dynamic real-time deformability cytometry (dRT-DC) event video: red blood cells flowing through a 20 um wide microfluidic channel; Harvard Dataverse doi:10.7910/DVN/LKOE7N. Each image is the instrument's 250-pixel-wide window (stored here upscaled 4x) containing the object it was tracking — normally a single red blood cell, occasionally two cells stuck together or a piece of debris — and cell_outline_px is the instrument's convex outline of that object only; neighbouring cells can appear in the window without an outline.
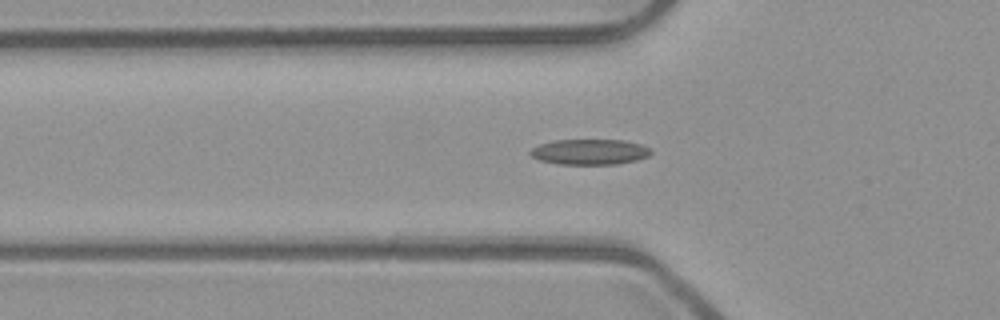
{"species": "common noctule bat (a hibernating species)", "species_latin": "Nyctalus noctula", "temperature_condition": "room temperature", "stored_images_in_passage": 39, "camera_frame_rate_fps": 3000, "um_per_image_px": 0.085, "animal": {"sex": "male", "body_mass_g": 23.1, "forearm_length_mm": 52.7}, "frame": {"image": 1, "passage_image": 7, "time_ms": 2.0, "image_size_px": [1000, 320], "cell_outline_px": [[652, 152], [648, 156], [636, 160], [616, 164], [560, 164], [540, 160], [532, 156], [528, 152], [532, 148], [540, 144], [556, 140], [624, 140], [640, 144], [648, 148]], "centroid_in_image_um": [50.11, 12.91], "position_along_channel_um": 75.7, "area_um2": 17.74}}
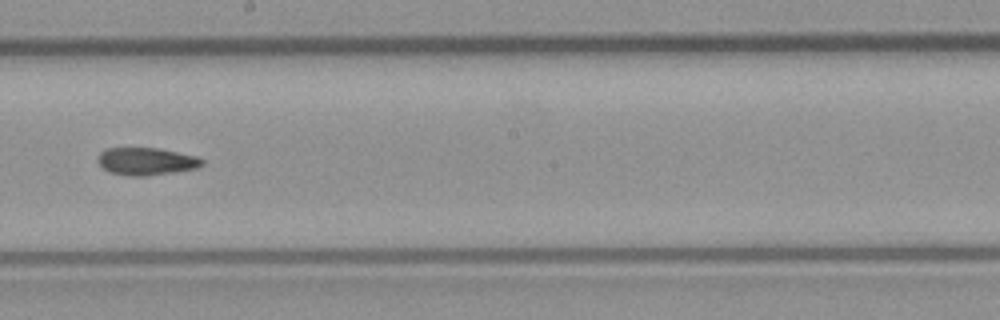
{"frame": {"image": 2, "passage_image": 19, "time_ms": 6.0, "image_size_px": [1000, 320], "cell_outline_px": [[204, 164], [196, 168], [172, 172], [140, 176], [136, 176], [108, 172], [96, 160], [96, 156], [104, 148], [156, 148], [200, 156], [204, 160]], "centroid_in_image_um": [12.43, 13.69], "position_along_channel_um": 235.8, "area_um2": 16.7}}
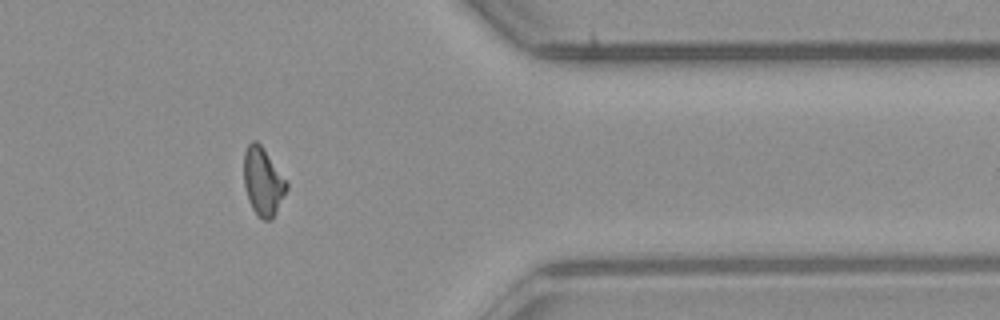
{"frame": {"image": 3, "passage_image": 32, "time_ms": 10.333, "image_size_px": [1000, 320], "cell_outline_px": [[288, 188], [272, 220], [264, 220], [252, 208], [248, 200], [244, 184], [244, 152], [248, 144], [252, 140], [256, 140], [260, 144], [288, 180]], "centroid_in_image_um": [22.37, 15.41], "position_along_channel_um": 389.0, "area_um2": 16.99}, "authors_computed_cell_mechanics": {"area_um2": 17.051, "velocity_mm_per_s": 3.9675, "shape_relaxation_time_tau1_ms": null, "shape_relaxation_time_tau2_ms": 4.6907, "deformation_change_tau1": null, "deformation_change_tau2": 0.1203}}